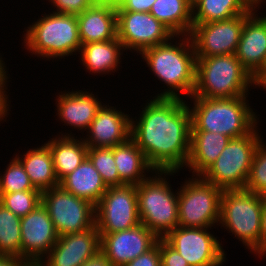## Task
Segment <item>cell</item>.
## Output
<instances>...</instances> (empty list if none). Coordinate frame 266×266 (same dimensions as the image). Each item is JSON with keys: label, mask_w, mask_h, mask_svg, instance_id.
<instances>
[{"label": "cell", "mask_w": 266, "mask_h": 266, "mask_svg": "<svg viewBox=\"0 0 266 266\" xmlns=\"http://www.w3.org/2000/svg\"><path fill=\"white\" fill-rule=\"evenodd\" d=\"M57 9V13L79 15L92 5L88 0H49Z\"/></svg>", "instance_id": "d590c367"}, {"label": "cell", "mask_w": 266, "mask_h": 266, "mask_svg": "<svg viewBox=\"0 0 266 266\" xmlns=\"http://www.w3.org/2000/svg\"><path fill=\"white\" fill-rule=\"evenodd\" d=\"M6 66H4L3 60L0 58V91H5L4 88L6 86V81H7V75L5 69Z\"/></svg>", "instance_id": "7bdbcfd3"}, {"label": "cell", "mask_w": 266, "mask_h": 266, "mask_svg": "<svg viewBox=\"0 0 266 266\" xmlns=\"http://www.w3.org/2000/svg\"><path fill=\"white\" fill-rule=\"evenodd\" d=\"M115 165L119 173V178L126 185H137L148 177L144 171H154L155 169L147 162L142 150L130 137L126 142L113 147Z\"/></svg>", "instance_id": "d4e9b609"}, {"label": "cell", "mask_w": 266, "mask_h": 266, "mask_svg": "<svg viewBox=\"0 0 266 266\" xmlns=\"http://www.w3.org/2000/svg\"><path fill=\"white\" fill-rule=\"evenodd\" d=\"M178 171H155L158 176L149 177L136 185L140 224L145 225L159 238H164L178 227V191L173 193L166 175ZM164 176L161 177V175ZM177 195V196H176Z\"/></svg>", "instance_id": "5b68a950"}, {"label": "cell", "mask_w": 266, "mask_h": 266, "mask_svg": "<svg viewBox=\"0 0 266 266\" xmlns=\"http://www.w3.org/2000/svg\"><path fill=\"white\" fill-rule=\"evenodd\" d=\"M255 129L245 136L232 138L201 177L222 190L244 189L254 152L262 141Z\"/></svg>", "instance_id": "ba28073f"}, {"label": "cell", "mask_w": 266, "mask_h": 266, "mask_svg": "<svg viewBox=\"0 0 266 266\" xmlns=\"http://www.w3.org/2000/svg\"><path fill=\"white\" fill-rule=\"evenodd\" d=\"M81 266H114L107 257L99 251L93 257H90L87 261L83 262Z\"/></svg>", "instance_id": "ab89813d"}, {"label": "cell", "mask_w": 266, "mask_h": 266, "mask_svg": "<svg viewBox=\"0 0 266 266\" xmlns=\"http://www.w3.org/2000/svg\"><path fill=\"white\" fill-rule=\"evenodd\" d=\"M100 251V234L97 227L62 235L52 247L48 260H41L36 266H81Z\"/></svg>", "instance_id": "e0dca14e"}, {"label": "cell", "mask_w": 266, "mask_h": 266, "mask_svg": "<svg viewBox=\"0 0 266 266\" xmlns=\"http://www.w3.org/2000/svg\"><path fill=\"white\" fill-rule=\"evenodd\" d=\"M252 84H254V78L243 67L235 54L197 57L196 83L191 97L233 98L246 96Z\"/></svg>", "instance_id": "277c9868"}, {"label": "cell", "mask_w": 266, "mask_h": 266, "mask_svg": "<svg viewBox=\"0 0 266 266\" xmlns=\"http://www.w3.org/2000/svg\"><path fill=\"white\" fill-rule=\"evenodd\" d=\"M252 8L246 0H193V25L227 20L247 14Z\"/></svg>", "instance_id": "f1b7e54d"}, {"label": "cell", "mask_w": 266, "mask_h": 266, "mask_svg": "<svg viewBox=\"0 0 266 266\" xmlns=\"http://www.w3.org/2000/svg\"><path fill=\"white\" fill-rule=\"evenodd\" d=\"M52 155L54 172L59 183L72 173L87 157L88 146L71 134L60 136L46 143Z\"/></svg>", "instance_id": "cb8c5ba5"}, {"label": "cell", "mask_w": 266, "mask_h": 266, "mask_svg": "<svg viewBox=\"0 0 266 266\" xmlns=\"http://www.w3.org/2000/svg\"><path fill=\"white\" fill-rule=\"evenodd\" d=\"M116 108L103 105L88 128L89 137L83 139L88 148H112L131 137V118Z\"/></svg>", "instance_id": "ac0fdd59"}, {"label": "cell", "mask_w": 266, "mask_h": 266, "mask_svg": "<svg viewBox=\"0 0 266 266\" xmlns=\"http://www.w3.org/2000/svg\"><path fill=\"white\" fill-rule=\"evenodd\" d=\"M117 37L124 50L139 54L150 47L171 41L174 34L150 12L116 11Z\"/></svg>", "instance_id": "4fadbf2b"}, {"label": "cell", "mask_w": 266, "mask_h": 266, "mask_svg": "<svg viewBox=\"0 0 266 266\" xmlns=\"http://www.w3.org/2000/svg\"><path fill=\"white\" fill-rule=\"evenodd\" d=\"M146 104L139 121L131 120V138L155 171H178L190 154V106L182 98L168 97Z\"/></svg>", "instance_id": "6da1fadb"}, {"label": "cell", "mask_w": 266, "mask_h": 266, "mask_svg": "<svg viewBox=\"0 0 266 266\" xmlns=\"http://www.w3.org/2000/svg\"><path fill=\"white\" fill-rule=\"evenodd\" d=\"M266 254V195L262 196L260 255Z\"/></svg>", "instance_id": "f35d334b"}, {"label": "cell", "mask_w": 266, "mask_h": 266, "mask_svg": "<svg viewBox=\"0 0 266 266\" xmlns=\"http://www.w3.org/2000/svg\"><path fill=\"white\" fill-rule=\"evenodd\" d=\"M262 196L245 189L223 190L219 224L260 256Z\"/></svg>", "instance_id": "52a82bcc"}, {"label": "cell", "mask_w": 266, "mask_h": 266, "mask_svg": "<svg viewBox=\"0 0 266 266\" xmlns=\"http://www.w3.org/2000/svg\"><path fill=\"white\" fill-rule=\"evenodd\" d=\"M60 186L93 205L100 201L108 188L88 157L60 182Z\"/></svg>", "instance_id": "603a6c76"}, {"label": "cell", "mask_w": 266, "mask_h": 266, "mask_svg": "<svg viewBox=\"0 0 266 266\" xmlns=\"http://www.w3.org/2000/svg\"><path fill=\"white\" fill-rule=\"evenodd\" d=\"M192 98L191 131H211L232 139L249 134L257 125V117L246 102L247 96Z\"/></svg>", "instance_id": "3957f363"}, {"label": "cell", "mask_w": 266, "mask_h": 266, "mask_svg": "<svg viewBox=\"0 0 266 266\" xmlns=\"http://www.w3.org/2000/svg\"><path fill=\"white\" fill-rule=\"evenodd\" d=\"M254 85L261 86L263 89L266 88V73H258L254 77Z\"/></svg>", "instance_id": "ee69618b"}, {"label": "cell", "mask_w": 266, "mask_h": 266, "mask_svg": "<svg viewBox=\"0 0 266 266\" xmlns=\"http://www.w3.org/2000/svg\"><path fill=\"white\" fill-rule=\"evenodd\" d=\"M124 47L118 37L103 42L81 45V60L87 70L92 73H109L115 71L120 64L121 50Z\"/></svg>", "instance_id": "83f0119b"}, {"label": "cell", "mask_w": 266, "mask_h": 266, "mask_svg": "<svg viewBox=\"0 0 266 266\" xmlns=\"http://www.w3.org/2000/svg\"><path fill=\"white\" fill-rule=\"evenodd\" d=\"M259 73H266V63H265V65L263 66V68L261 69V71Z\"/></svg>", "instance_id": "7dc6e473"}, {"label": "cell", "mask_w": 266, "mask_h": 266, "mask_svg": "<svg viewBox=\"0 0 266 266\" xmlns=\"http://www.w3.org/2000/svg\"><path fill=\"white\" fill-rule=\"evenodd\" d=\"M122 266H161L159 240L152 249Z\"/></svg>", "instance_id": "8d00e7d4"}, {"label": "cell", "mask_w": 266, "mask_h": 266, "mask_svg": "<svg viewBox=\"0 0 266 266\" xmlns=\"http://www.w3.org/2000/svg\"><path fill=\"white\" fill-rule=\"evenodd\" d=\"M21 217L0 203V256L21 258Z\"/></svg>", "instance_id": "f546056e"}, {"label": "cell", "mask_w": 266, "mask_h": 266, "mask_svg": "<svg viewBox=\"0 0 266 266\" xmlns=\"http://www.w3.org/2000/svg\"><path fill=\"white\" fill-rule=\"evenodd\" d=\"M156 0H116V11L150 12Z\"/></svg>", "instance_id": "74e56055"}, {"label": "cell", "mask_w": 266, "mask_h": 266, "mask_svg": "<svg viewBox=\"0 0 266 266\" xmlns=\"http://www.w3.org/2000/svg\"><path fill=\"white\" fill-rule=\"evenodd\" d=\"M222 192L201 176L187 180L178 192V225L210 228L218 223Z\"/></svg>", "instance_id": "9c48e42d"}, {"label": "cell", "mask_w": 266, "mask_h": 266, "mask_svg": "<svg viewBox=\"0 0 266 266\" xmlns=\"http://www.w3.org/2000/svg\"><path fill=\"white\" fill-rule=\"evenodd\" d=\"M161 266H189L188 262L164 238H159Z\"/></svg>", "instance_id": "e575fe53"}, {"label": "cell", "mask_w": 266, "mask_h": 266, "mask_svg": "<svg viewBox=\"0 0 266 266\" xmlns=\"http://www.w3.org/2000/svg\"><path fill=\"white\" fill-rule=\"evenodd\" d=\"M41 196L40 190L0 193V203L13 214L23 217L40 205Z\"/></svg>", "instance_id": "1f68e13d"}, {"label": "cell", "mask_w": 266, "mask_h": 266, "mask_svg": "<svg viewBox=\"0 0 266 266\" xmlns=\"http://www.w3.org/2000/svg\"><path fill=\"white\" fill-rule=\"evenodd\" d=\"M246 14L192 26L189 34L196 57L235 54Z\"/></svg>", "instance_id": "7c38bea8"}, {"label": "cell", "mask_w": 266, "mask_h": 266, "mask_svg": "<svg viewBox=\"0 0 266 266\" xmlns=\"http://www.w3.org/2000/svg\"><path fill=\"white\" fill-rule=\"evenodd\" d=\"M0 266H32L25 259L14 256H0Z\"/></svg>", "instance_id": "60d3db41"}, {"label": "cell", "mask_w": 266, "mask_h": 266, "mask_svg": "<svg viewBox=\"0 0 266 266\" xmlns=\"http://www.w3.org/2000/svg\"><path fill=\"white\" fill-rule=\"evenodd\" d=\"M24 158L15 156L23 165L33 186L42 191L55 188L60 185L55 172L52 155L45 143L39 148L28 150Z\"/></svg>", "instance_id": "484cf974"}, {"label": "cell", "mask_w": 266, "mask_h": 266, "mask_svg": "<svg viewBox=\"0 0 266 266\" xmlns=\"http://www.w3.org/2000/svg\"><path fill=\"white\" fill-rule=\"evenodd\" d=\"M140 224L136 185L108 187L95 205L99 234L129 230Z\"/></svg>", "instance_id": "8fae6325"}, {"label": "cell", "mask_w": 266, "mask_h": 266, "mask_svg": "<svg viewBox=\"0 0 266 266\" xmlns=\"http://www.w3.org/2000/svg\"><path fill=\"white\" fill-rule=\"evenodd\" d=\"M77 21L82 45L117 37L116 4L92 5L77 15Z\"/></svg>", "instance_id": "ffe728a7"}, {"label": "cell", "mask_w": 266, "mask_h": 266, "mask_svg": "<svg viewBox=\"0 0 266 266\" xmlns=\"http://www.w3.org/2000/svg\"><path fill=\"white\" fill-rule=\"evenodd\" d=\"M207 228L176 227L164 239L180 253L189 266H221L225 251Z\"/></svg>", "instance_id": "5bb4252c"}, {"label": "cell", "mask_w": 266, "mask_h": 266, "mask_svg": "<svg viewBox=\"0 0 266 266\" xmlns=\"http://www.w3.org/2000/svg\"><path fill=\"white\" fill-rule=\"evenodd\" d=\"M150 13L164 24L175 37L189 35L192 30L191 0H156Z\"/></svg>", "instance_id": "4316f807"}, {"label": "cell", "mask_w": 266, "mask_h": 266, "mask_svg": "<svg viewBox=\"0 0 266 266\" xmlns=\"http://www.w3.org/2000/svg\"><path fill=\"white\" fill-rule=\"evenodd\" d=\"M45 15L26 30V48L43 58H61L80 51L77 16L56 11Z\"/></svg>", "instance_id": "8992f818"}, {"label": "cell", "mask_w": 266, "mask_h": 266, "mask_svg": "<svg viewBox=\"0 0 266 266\" xmlns=\"http://www.w3.org/2000/svg\"><path fill=\"white\" fill-rule=\"evenodd\" d=\"M180 41L175 45L167 41L140 53L152 72L169 88L157 97L181 98L177 91L188 97L193 94L197 57L189 35Z\"/></svg>", "instance_id": "7a4b0ae2"}, {"label": "cell", "mask_w": 266, "mask_h": 266, "mask_svg": "<svg viewBox=\"0 0 266 266\" xmlns=\"http://www.w3.org/2000/svg\"><path fill=\"white\" fill-rule=\"evenodd\" d=\"M87 157L100 173L103 182L107 187L126 185L120 178L115 165L113 147L88 148Z\"/></svg>", "instance_id": "4dcf8cb0"}, {"label": "cell", "mask_w": 266, "mask_h": 266, "mask_svg": "<svg viewBox=\"0 0 266 266\" xmlns=\"http://www.w3.org/2000/svg\"><path fill=\"white\" fill-rule=\"evenodd\" d=\"M20 227L21 258L36 266L50 252L59 236L42 203L21 217Z\"/></svg>", "instance_id": "9a60e30c"}, {"label": "cell", "mask_w": 266, "mask_h": 266, "mask_svg": "<svg viewBox=\"0 0 266 266\" xmlns=\"http://www.w3.org/2000/svg\"><path fill=\"white\" fill-rule=\"evenodd\" d=\"M159 237L145 225L100 234V251L114 266H122L152 249Z\"/></svg>", "instance_id": "2e32d148"}, {"label": "cell", "mask_w": 266, "mask_h": 266, "mask_svg": "<svg viewBox=\"0 0 266 266\" xmlns=\"http://www.w3.org/2000/svg\"><path fill=\"white\" fill-rule=\"evenodd\" d=\"M6 91H0V120H4L3 118L6 116L8 113V103L6 99H8L5 94Z\"/></svg>", "instance_id": "b9f144b4"}, {"label": "cell", "mask_w": 266, "mask_h": 266, "mask_svg": "<svg viewBox=\"0 0 266 266\" xmlns=\"http://www.w3.org/2000/svg\"><path fill=\"white\" fill-rule=\"evenodd\" d=\"M231 138L211 131H191L190 154L187 161L193 174L201 176L218 158Z\"/></svg>", "instance_id": "7402d4cb"}, {"label": "cell", "mask_w": 266, "mask_h": 266, "mask_svg": "<svg viewBox=\"0 0 266 266\" xmlns=\"http://www.w3.org/2000/svg\"><path fill=\"white\" fill-rule=\"evenodd\" d=\"M266 144L257 146L244 189L261 196L266 195Z\"/></svg>", "instance_id": "836d02e7"}, {"label": "cell", "mask_w": 266, "mask_h": 266, "mask_svg": "<svg viewBox=\"0 0 266 266\" xmlns=\"http://www.w3.org/2000/svg\"><path fill=\"white\" fill-rule=\"evenodd\" d=\"M41 203L47 209L58 236L95 226V205L65 191L60 185L42 191Z\"/></svg>", "instance_id": "30bf717a"}, {"label": "cell", "mask_w": 266, "mask_h": 266, "mask_svg": "<svg viewBox=\"0 0 266 266\" xmlns=\"http://www.w3.org/2000/svg\"><path fill=\"white\" fill-rule=\"evenodd\" d=\"M91 5H111L116 4V0H88Z\"/></svg>", "instance_id": "f6af8a7d"}, {"label": "cell", "mask_w": 266, "mask_h": 266, "mask_svg": "<svg viewBox=\"0 0 266 266\" xmlns=\"http://www.w3.org/2000/svg\"><path fill=\"white\" fill-rule=\"evenodd\" d=\"M253 8L258 7V4L261 5V2L263 3V0H246ZM256 6V7H255Z\"/></svg>", "instance_id": "bcb514c9"}, {"label": "cell", "mask_w": 266, "mask_h": 266, "mask_svg": "<svg viewBox=\"0 0 266 266\" xmlns=\"http://www.w3.org/2000/svg\"><path fill=\"white\" fill-rule=\"evenodd\" d=\"M255 9L252 8L246 14V21L235 53L236 58L253 78L266 63V16L258 17Z\"/></svg>", "instance_id": "d6986e66"}, {"label": "cell", "mask_w": 266, "mask_h": 266, "mask_svg": "<svg viewBox=\"0 0 266 266\" xmlns=\"http://www.w3.org/2000/svg\"><path fill=\"white\" fill-rule=\"evenodd\" d=\"M36 189L21 162L15 157L9 163L6 171L0 176V193H13Z\"/></svg>", "instance_id": "d6a6232c"}, {"label": "cell", "mask_w": 266, "mask_h": 266, "mask_svg": "<svg viewBox=\"0 0 266 266\" xmlns=\"http://www.w3.org/2000/svg\"><path fill=\"white\" fill-rule=\"evenodd\" d=\"M59 118L79 130L87 129L102 107L94 94L83 91L61 93L57 98Z\"/></svg>", "instance_id": "44dd1931"}]
</instances>
